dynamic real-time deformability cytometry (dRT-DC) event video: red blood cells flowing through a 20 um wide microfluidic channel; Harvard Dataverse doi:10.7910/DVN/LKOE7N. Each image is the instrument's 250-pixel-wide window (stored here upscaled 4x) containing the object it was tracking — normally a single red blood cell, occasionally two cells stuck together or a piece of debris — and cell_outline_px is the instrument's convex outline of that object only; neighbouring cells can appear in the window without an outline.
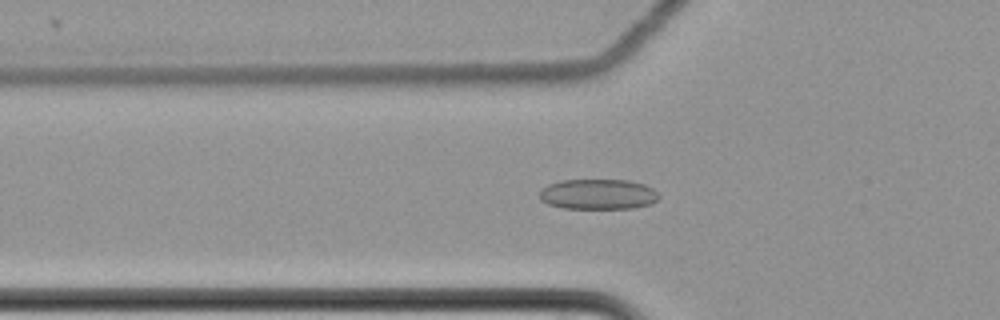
{"species": "common noctule bat (a hibernating species)", "species_latin": "Nyctalus noctula", "temperature_condition": "cold", "stored_images_in_passage": 37, "camera_frame_rate_fps": 3000, "um_per_image_px": 0.085, "animal": {"sex": "female", "body_mass_g": 22.7, "forearm_length_mm": 54.2}, "frame": {"image": 1, "passage_image": 4, "time_ms": 1.0, "image_size_px": [1000, 320], "cell_outline_px": [[660, 196], [652, 204], [632, 208], [564, 208], [548, 204], [540, 200], [540, 188], [548, 184], [560, 180], [628, 180], [644, 184], [652, 188]], "centroid_in_image_um": [50.82, 16.5], "position_along_channel_um": 75.0, "area_um2": 21.15}}
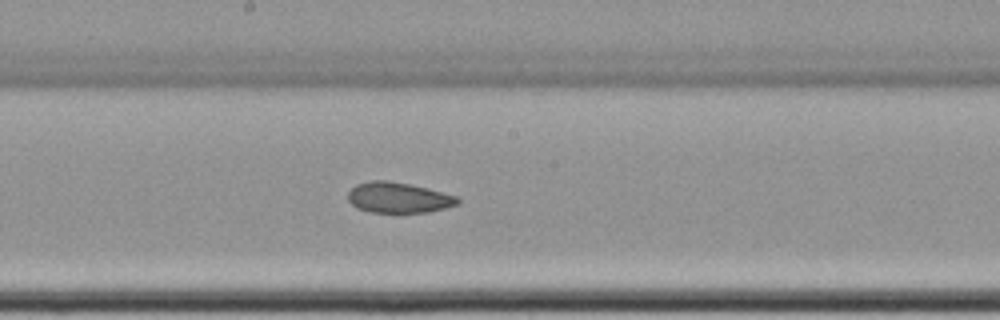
{"frame": {"image": 2, "passage_image": 16, "time_ms": 5.0, "image_size_px": [1000, 320], "cell_outline_px": [[460, 204], [428, 212], [368, 212], [356, 208], [348, 200], [348, 192], [356, 184], [368, 180], [388, 180], [412, 184], [428, 188], [456, 196], [460, 200]], "centroid_in_image_um": [33.85, 16.79], "position_along_channel_um": 214.4, "area_um2": 19.71}}
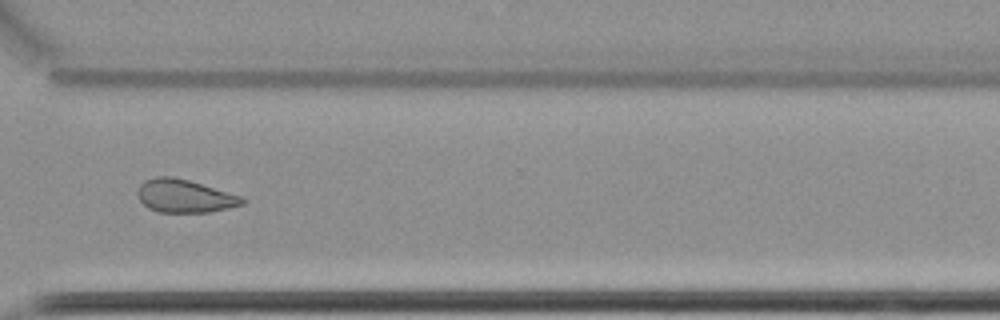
{"frame": {"image": 3, "passage_image": 28, "time_ms": 9.0, "image_size_px": [1000, 320], "cell_outline_px": [[248, 200], [244, 204], [228, 208], [208, 212], [160, 212], [148, 208], [140, 200], [136, 192], [140, 184], [144, 180], [156, 176], [172, 176], [188, 180], [240, 196]], "centroid_in_image_um": [15.66, 16.66], "position_along_channel_um": 354.9, "area_um2": 20.06}, "authors_computed_cell_mechanics": {"area_um2": 20.4612, "velocity_mm_per_s": 3.5026, "shape_relaxation_time_tau1_ms": null, "shape_relaxation_time_tau2_ms": 3.0575, "deformation_change_tau1": null, "deformation_change_tau2": 0.0912}}